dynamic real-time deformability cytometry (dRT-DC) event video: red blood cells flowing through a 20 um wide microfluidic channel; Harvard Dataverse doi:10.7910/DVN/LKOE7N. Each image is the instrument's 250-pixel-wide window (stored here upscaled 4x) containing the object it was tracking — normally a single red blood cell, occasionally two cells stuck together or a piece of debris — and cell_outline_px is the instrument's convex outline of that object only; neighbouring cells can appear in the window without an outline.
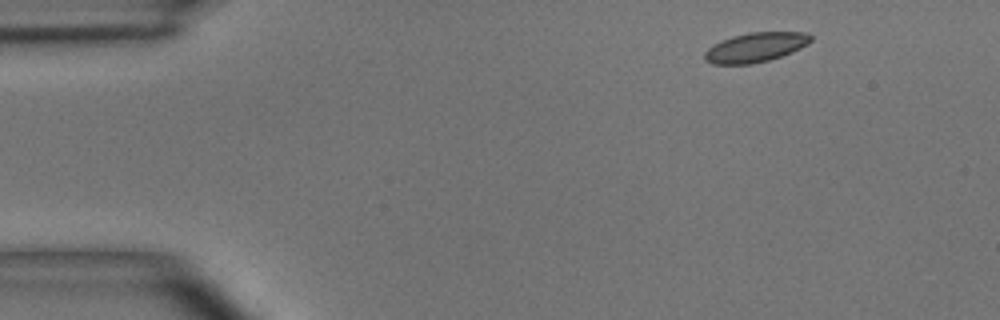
{"species": "common noctule bat (a hibernating species)", "species_latin": "Nyctalus noctula", "temperature_condition": "room temperature", "stored_images_in_passage": 3, "camera_frame_rate_fps": 3000, "um_per_image_px": 0.085, "animal": {"sex": "male", "body_mass_g": 15.6}, "frame": {"image": 1, "passage_image": 1, "time_ms": 0.0, "image_size_px": [1000, 320], "cell_outline_px": [[812, 40], [808, 44], [792, 52], [768, 60], [752, 64], [712, 64], [704, 60], [704, 52], [712, 44], [720, 40], [732, 36], [748, 32], [804, 32], [812, 36]], "centroid_in_image_um": [64.18, 4.02], "position_along_channel_um": 20.8, "area_um2": 18.38}}